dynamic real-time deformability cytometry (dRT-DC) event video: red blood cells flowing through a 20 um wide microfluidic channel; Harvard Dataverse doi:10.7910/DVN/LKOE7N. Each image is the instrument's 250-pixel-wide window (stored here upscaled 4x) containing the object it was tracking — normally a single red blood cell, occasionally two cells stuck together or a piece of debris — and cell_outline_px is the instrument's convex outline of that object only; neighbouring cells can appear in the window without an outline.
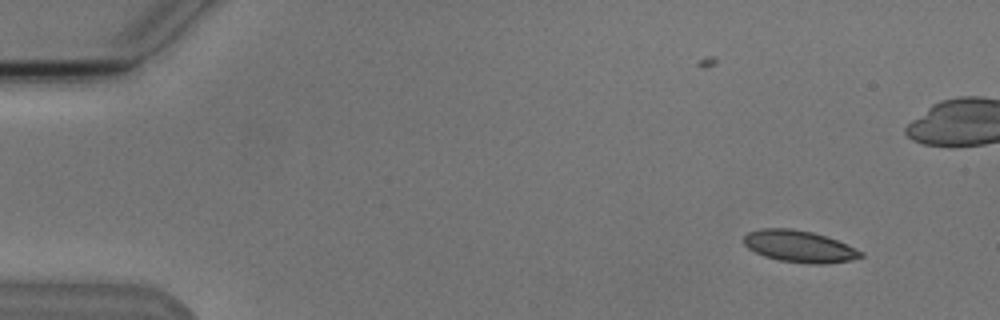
{"species": "Egyptian fruit bat (a non-hibernating species)", "species_latin": "Rousettus aegyptiacus", "temperature_condition": "cold", "stored_images_in_passage": 7, "camera_frame_rate_fps": 3000, "um_per_image_px": 0.085, "animal": {"sex": "male"}, "frame": {"image": 1, "passage_image": 1, "time_ms": 0.0, "image_size_px": [1000, 320], "cell_outline_px": [[864, 256], [852, 260], [824, 264], [808, 264], [780, 260], [764, 256], [748, 248], [744, 244], [744, 236], [748, 232], [760, 228], [792, 228], [812, 232], [836, 240], [864, 252]], "centroid_in_image_um": [67.94, 20.94], "position_along_channel_um": 17.1, "area_um2": 21.62}}
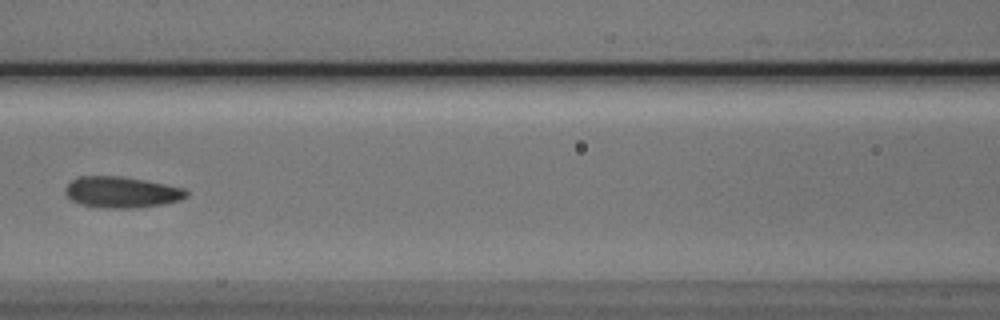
{"frame": {"image": 2, "passage_image": 6, "time_ms": 6.667, "image_size_px": [1000, 320], "cell_outline_px": [[188, 196], [180, 200], [164, 204], [136, 208], [100, 208], [80, 204], [72, 200], [64, 192], [64, 188], [76, 176], [120, 176], [144, 180], [184, 188], [188, 192]], "centroid_in_image_um": [10.32, 16.34], "position_along_channel_um": 156.3, "area_um2": 22.08}}
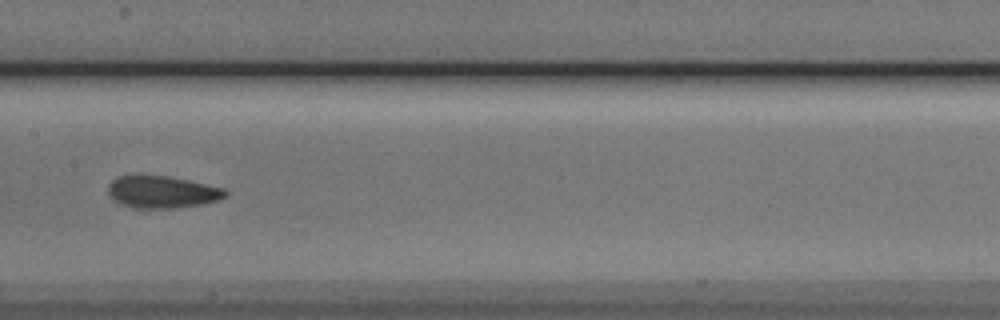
{"frame": {"image": 3, "passage_image": 7, "time_ms": 7.667, "image_size_px": [1000, 320], "cell_outline_px": [[228, 196], [220, 200], [200, 204], [176, 208], [132, 208], [120, 204], [108, 192], [108, 184], [112, 180], [120, 176], [168, 176], [188, 180], [224, 188], [228, 192]], "centroid_in_image_um": [13.82, 16.33], "position_along_channel_um": 193.6, "area_um2": 21.85}}